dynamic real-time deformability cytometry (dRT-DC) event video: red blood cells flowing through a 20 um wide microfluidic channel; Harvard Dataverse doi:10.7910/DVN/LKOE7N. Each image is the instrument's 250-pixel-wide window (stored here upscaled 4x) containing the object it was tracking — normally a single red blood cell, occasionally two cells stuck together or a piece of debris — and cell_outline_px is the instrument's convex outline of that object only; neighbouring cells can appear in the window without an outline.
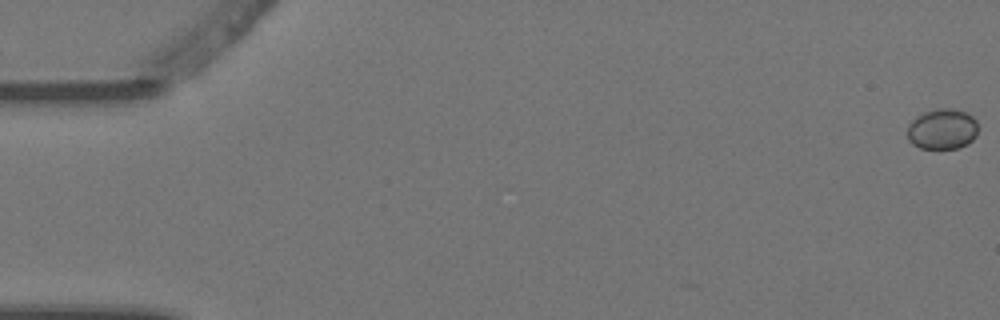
{"species": "Egyptian fruit bat (a non-hibernating species)", "species_latin": "Rousettus aegyptiacus", "temperature_condition": "warm", "stored_images_in_passage": 11, "camera_frame_rate_fps": 3000, "um_per_image_px": 0.085, "animal": {"sex": "female"}, "frame": {"image": 1, "passage_image": 1, "time_ms": 0.0, "image_size_px": [1000, 320], "cell_outline_px": [[976, 136], [968, 144], [960, 148], [920, 148], [912, 144], [908, 140], [908, 124], [916, 116], [924, 112], [936, 108], [952, 108], [964, 112], [972, 116], [976, 120]], "centroid_in_image_um": [80.08, 10.97], "position_along_channel_um": 4.9, "area_um2": 16.76}}
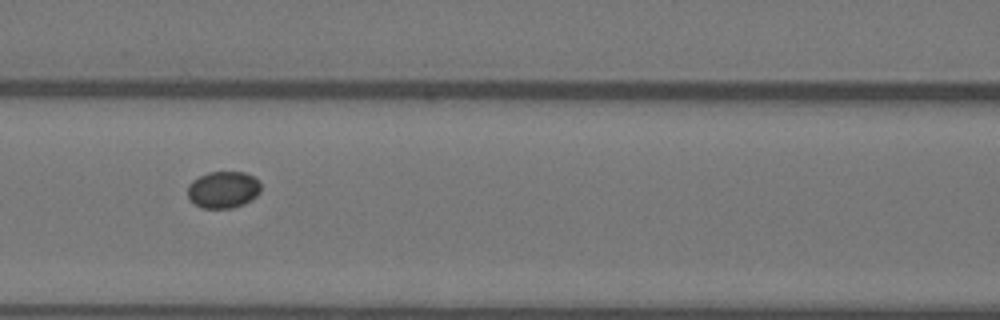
{"frame": {"image": 2, "passage_image": 7, "time_ms": 2.0, "image_size_px": [1000, 320], "cell_outline_px": [[260, 192], [256, 196], [244, 204], [232, 208], [200, 208], [188, 196], [188, 184], [192, 180], [208, 172], [244, 172], [252, 176], [260, 184]], "centroid_in_image_um": [18.96, 16.12], "position_along_channel_um": 147.6, "area_um2": 15.61}}
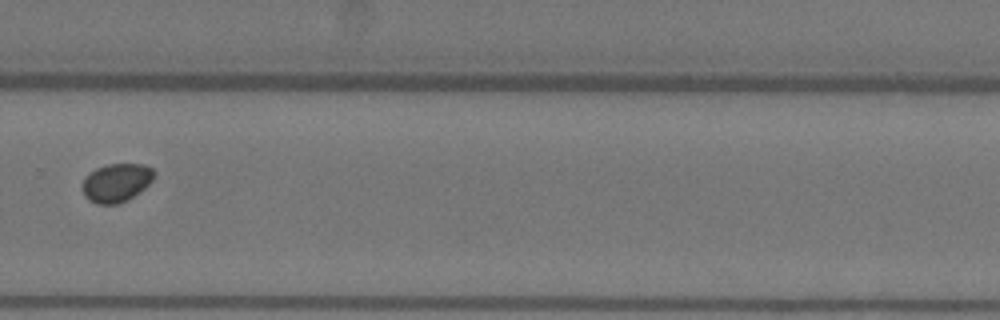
{"frame": {"image": 3, "passage_image": 11, "time_ms": 3.333, "image_size_px": [1000, 320], "cell_outline_px": [[156, 172], [152, 180], [140, 192], [128, 200], [116, 204], [96, 204], [88, 200], [84, 196], [84, 176], [88, 172], [96, 168], [108, 164], [144, 164], [152, 168]], "centroid_in_image_um": [9.9, 15.52], "position_along_channel_um": 319.9, "area_um2": 16.18}}